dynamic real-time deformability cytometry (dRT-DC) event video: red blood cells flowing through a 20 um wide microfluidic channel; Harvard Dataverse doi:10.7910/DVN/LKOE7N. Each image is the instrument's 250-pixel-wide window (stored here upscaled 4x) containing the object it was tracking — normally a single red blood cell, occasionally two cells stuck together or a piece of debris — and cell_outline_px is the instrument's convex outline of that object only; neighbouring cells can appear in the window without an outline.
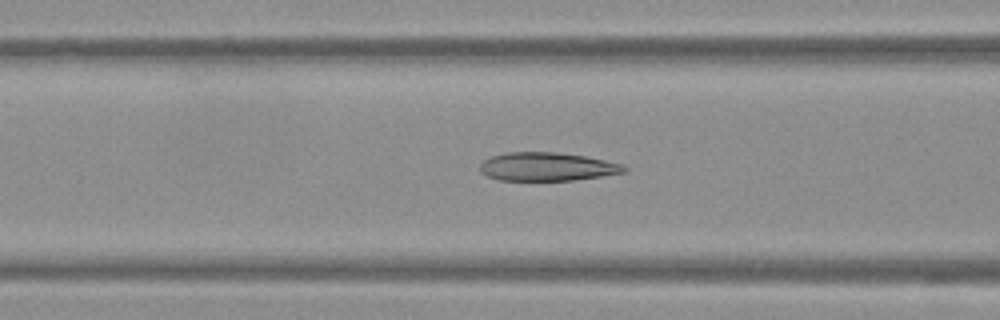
{"species": "Egyptian fruit bat (a non-hibernating species)", "species_latin": "Rousettus aegyptiacus", "temperature_condition": "warm", "stored_images_in_passage": 54, "camera_frame_rate_fps": 3000, "um_per_image_px": 0.085, "frame": {"image": 1, "passage_image": 22, "time_ms": 7.0, "image_size_px": [1000, 320], "cell_outline_px": [[628, 172], [572, 180], [500, 180], [488, 176], [480, 172], [480, 164], [484, 160], [492, 156], [508, 152], [556, 152], [584, 156], [624, 164], [628, 168]], "centroid_in_image_um": [46.53, 14.16], "position_along_channel_um": 120.1, "area_um2": 23.81}}
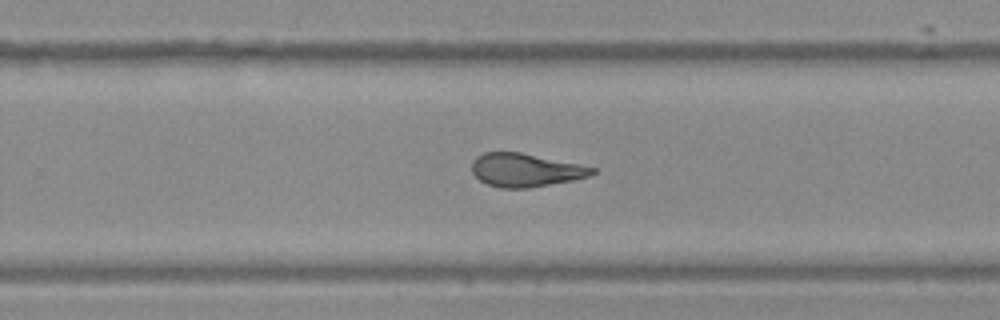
{"frame": {"image": 2, "passage_image": 35, "time_ms": 11.333, "image_size_px": [1000, 320], "cell_outline_px": [[596, 172], [592, 176], [572, 180], [528, 188], [500, 188], [488, 184], [480, 180], [472, 172], [472, 160], [476, 156], [484, 152], [520, 152], [596, 168]], "centroid_in_image_um": [44.65, 14.45], "position_along_channel_um": 285.2, "area_um2": 23.24}}
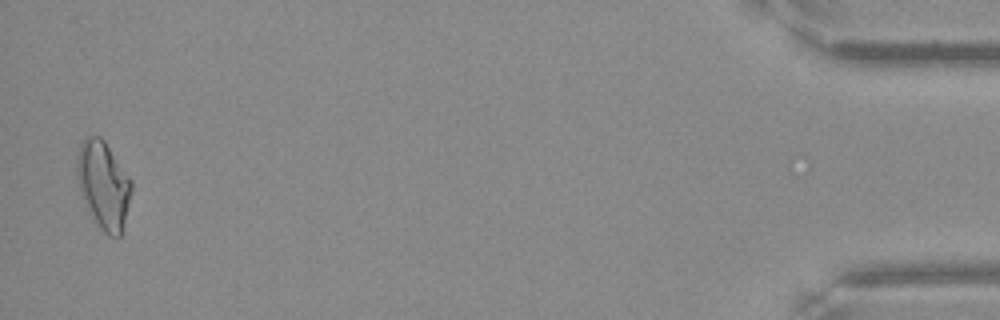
{"frame": {"image": 3, "passage_image": 53, "time_ms": 17.333, "image_size_px": [1000, 320], "cell_outline_px": [[132, 192], [120, 236], [108, 236], [100, 228], [80, 192], [76, 172], [76, 156], [80, 144], [88, 136], [100, 136], [104, 140], [132, 180]], "centroid_in_image_um": [8.79, 15.68], "position_along_channel_um": 426.4, "area_um2": 27.46}, "authors_computed_cell_mechanics": {"area_um2": 25.0274, "velocity_mm_per_s": 3.8049, "shape_relaxation_time_tau1_ms": null, "shape_relaxation_time_tau2_ms": 2.0787, "deformation_change_tau1": null, "deformation_change_tau2": 0.098}}